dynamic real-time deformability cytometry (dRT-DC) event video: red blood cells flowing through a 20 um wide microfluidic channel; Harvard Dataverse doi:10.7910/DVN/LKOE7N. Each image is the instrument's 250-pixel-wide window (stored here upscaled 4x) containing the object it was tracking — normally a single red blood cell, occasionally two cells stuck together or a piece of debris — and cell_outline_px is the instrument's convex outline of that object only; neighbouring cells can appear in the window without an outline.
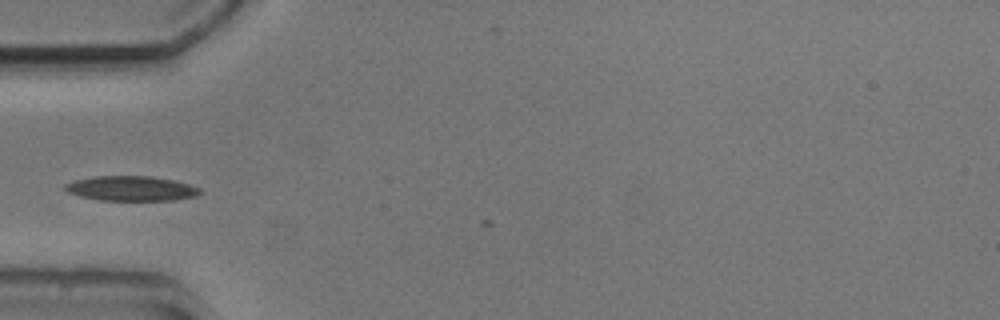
{"species": "common noctule bat (a hibernating species)", "species_latin": "Nyctalus noctula", "temperature_condition": "cold", "stored_images_in_passage": 6, "camera_frame_rate_fps": 3000, "um_per_image_px": 0.085, "animal": {"sex": "male", "body_mass_g": 20.5, "forearm_length_mm": 52.5}, "frame": {"image": 1, "passage_image": 5, "time_ms": 4.667, "image_size_px": [1000, 320], "cell_outline_px": [[204, 192], [196, 196], [172, 200], [100, 200], [80, 196], [68, 192], [64, 188], [64, 184], [72, 180], [92, 176], [152, 176], [172, 180], [188, 184], [200, 188]], "centroid_in_image_um": [11.13, 16.01], "position_along_channel_um": 73.9, "area_um2": 19.59}}